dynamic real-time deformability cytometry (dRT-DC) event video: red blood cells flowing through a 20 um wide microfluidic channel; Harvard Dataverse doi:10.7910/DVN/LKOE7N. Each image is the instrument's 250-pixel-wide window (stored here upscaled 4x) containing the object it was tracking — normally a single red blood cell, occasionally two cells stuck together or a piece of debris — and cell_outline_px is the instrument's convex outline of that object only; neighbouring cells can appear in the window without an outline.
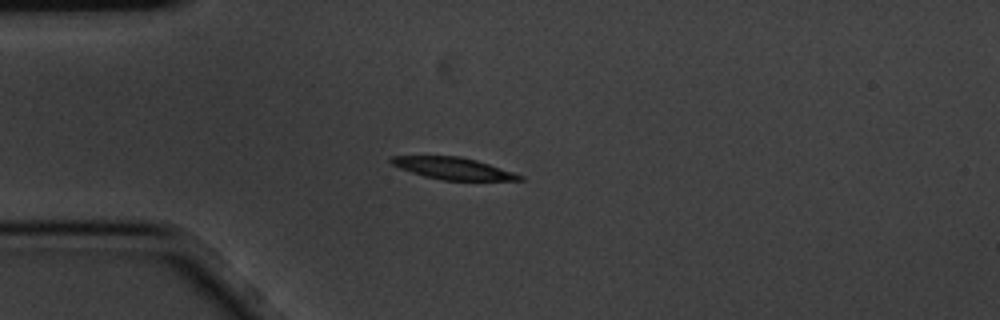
{"species": "common noctule bat (a hibernating species)", "species_latin": "Nyctalus noctula", "temperature_condition": "cold", "stored_images_in_passage": 6, "camera_frame_rate_fps": 3000, "um_per_image_px": 0.085, "animal": {"sex": "male", "body_mass_g": 20.1, "forearm_length_mm": 53.5}, "frame": {"image": 1, "passage_image": 4, "time_ms": 1.0, "image_size_px": [1000, 320], "cell_outline_px": [[524, 180], [444, 180], [424, 176], [400, 168], [392, 164], [388, 160], [392, 156], [460, 156], [476, 160], [524, 176]], "centroid_in_image_um": [38.49, 14.31], "position_along_channel_um": 46.5, "area_um2": 16.13}}
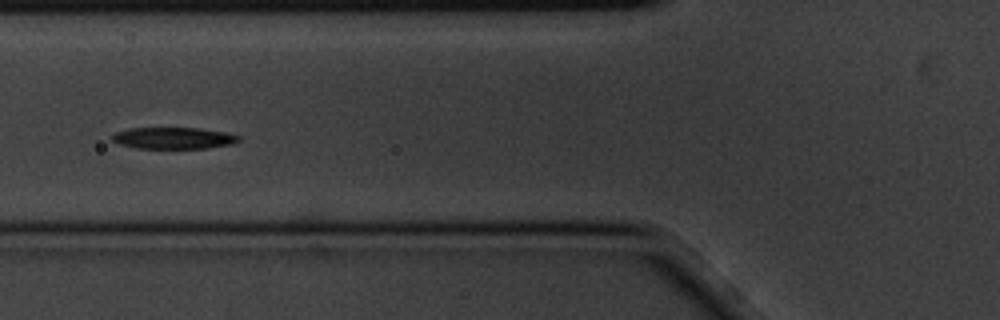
{"frame": {"image": 2, "passage_image": 6, "time_ms": 1.667, "image_size_px": [1000, 320], "cell_outline_px": [[240, 140], [232, 144], [208, 148], [136, 148], [120, 144], [112, 140], [112, 136], [116, 132], [128, 128], [200, 128], [224, 132], [240, 136]], "centroid_in_image_um": [14.76, 11.73], "position_along_channel_um": 111.0, "area_um2": 15.84}}